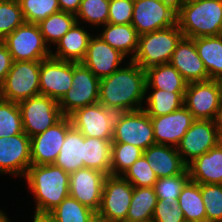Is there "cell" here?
<instances>
[{
	"label": "cell",
	"instance_id": "cell-9",
	"mask_svg": "<svg viewBox=\"0 0 222 222\" xmlns=\"http://www.w3.org/2000/svg\"><path fill=\"white\" fill-rule=\"evenodd\" d=\"M18 106L23 132L30 138L43 133L64 117L58 102L42 94L20 101Z\"/></svg>",
	"mask_w": 222,
	"mask_h": 222
},
{
	"label": "cell",
	"instance_id": "cell-10",
	"mask_svg": "<svg viewBox=\"0 0 222 222\" xmlns=\"http://www.w3.org/2000/svg\"><path fill=\"white\" fill-rule=\"evenodd\" d=\"M100 79L81 62H73L72 86L58 102L64 116L76 109L99 103Z\"/></svg>",
	"mask_w": 222,
	"mask_h": 222
},
{
	"label": "cell",
	"instance_id": "cell-26",
	"mask_svg": "<svg viewBox=\"0 0 222 222\" xmlns=\"http://www.w3.org/2000/svg\"><path fill=\"white\" fill-rule=\"evenodd\" d=\"M82 159H84V135L72 126L66 132L65 141L53 164L71 174L84 168Z\"/></svg>",
	"mask_w": 222,
	"mask_h": 222
},
{
	"label": "cell",
	"instance_id": "cell-25",
	"mask_svg": "<svg viewBox=\"0 0 222 222\" xmlns=\"http://www.w3.org/2000/svg\"><path fill=\"white\" fill-rule=\"evenodd\" d=\"M99 32L98 35L112 48L128 57V60L133 59L138 49L139 34L131 24L107 23Z\"/></svg>",
	"mask_w": 222,
	"mask_h": 222
},
{
	"label": "cell",
	"instance_id": "cell-17",
	"mask_svg": "<svg viewBox=\"0 0 222 222\" xmlns=\"http://www.w3.org/2000/svg\"><path fill=\"white\" fill-rule=\"evenodd\" d=\"M72 127L69 116L30 138L31 165L53 164L65 141L66 132Z\"/></svg>",
	"mask_w": 222,
	"mask_h": 222
},
{
	"label": "cell",
	"instance_id": "cell-45",
	"mask_svg": "<svg viewBox=\"0 0 222 222\" xmlns=\"http://www.w3.org/2000/svg\"><path fill=\"white\" fill-rule=\"evenodd\" d=\"M13 60L6 45L0 41V87L11 69Z\"/></svg>",
	"mask_w": 222,
	"mask_h": 222
},
{
	"label": "cell",
	"instance_id": "cell-7",
	"mask_svg": "<svg viewBox=\"0 0 222 222\" xmlns=\"http://www.w3.org/2000/svg\"><path fill=\"white\" fill-rule=\"evenodd\" d=\"M2 42L8 48L13 61H41L51 57L53 51L45 43L38 24L24 22Z\"/></svg>",
	"mask_w": 222,
	"mask_h": 222
},
{
	"label": "cell",
	"instance_id": "cell-3",
	"mask_svg": "<svg viewBox=\"0 0 222 222\" xmlns=\"http://www.w3.org/2000/svg\"><path fill=\"white\" fill-rule=\"evenodd\" d=\"M177 24L186 38L222 35V0H202L183 5Z\"/></svg>",
	"mask_w": 222,
	"mask_h": 222
},
{
	"label": "cell",
	"instance_id": "cell-11",
	"mask_svg": "<svg viewBox=\"0 0 222 222\" xmlns=\"http://www.w3.org/2000/svg\"><path fill=\"white\" fill-rule=\"evenodd\" d=\"M219 121L195 119L178 144L177 151L188 165L220 143Z\"/></svg>",
	"mask_w": 222,
	"mask_h": 222
},
{
	"label": "cell",
	"instance_id": "cell-23",
	"mask_svg": "<svg viewBox=\"0 0 222 222\" xmlns=\"http://www.w3.org/2000/svg\"><path fill=\"white\" fill-rule=\"evenodd\" d=\"M187 169L190 180L198 184H222V144L195 158Z\"/></svg>",
	"mask_w": 222,
	"mask_h": 222
},
{
	"label": "cell",
	"instance_id": "cell-44",
	"mask_svg": "<svg viewBox=\"0 0 222 222\" xmlns=\"http://www.w3.org/2000/svg\"><path fill=\"white\" fill-rule=\"evenodd\" d=\"M152 222H186L184 213L178 206V201L172 204L162 203L157 199Z\"/></svg>",
	"mask_w": 222,
	"mask_h": 222
},
{
	"label": "cell",
	"instance_id": "cell-35",
	"mask_svg": "<svg viewBox=\"0 0 222 222\" xmlns=\"http://www.w3.org/2000/svg\"><path fill=\"white\" fill-rule=\"evenodd\" d=\"M110 0H82L75 17L78 23L104 26L108 23Z\"/></svg>",
	"mask_w": 222,
	"mask_h": 222
},
{
	"label": "cell",
	"instance_id": "cell-16",
	"mask_svg": "<svg viewBox=\"0 0 222 222\" xmlns=\"http://www.w3.org/2000/svg\"><path fill=\"white\" fill-rule=\"evenodd\" d=\"M72 80L73 62L53 57L40 61V94L59 102L71 88Z\"/></svg>",
	"mask_w": 222,
	"mask_h": 222
},
{
	"label": "cell",
	"instance_id": "cell-29",
	"mask_svg": "<svg viewBox=\"0 0 222 222\" xmlns=\"http://www.w3.org/2000/svg\"><path fill=\"white\" fill-rule=\"evenodd\" d=\"M112 140L84 136V167L111 175Z\"/></svg>",
	"mask_w": 222,
	"mask_h": 222
},
{
	"label": "cell",
	"instance_id": "cell-4",
	"mask_svg": "<svg viewBox=\"0 0 222 222\" xmlns=\"http://www.w3.org/2000/svg\"><path fill=\"white\" fill-rule=\"evenodd\" d=\"M183 37L178 24L139 35L138 49L132 61L145 70L151 66L169 63Z\"/></svg>",
	"mask_w": 222,
	"mask_h": 222
},
{
	"label": "cell",
	"instance_id": "cell-49",
	"mask_svg": "<svg viewBox=\"0 0 222 222\" xmlns=\"http://www.w3.org/2000/svg\"><path fill=\"white\" fill-rule=\"evenodd\" d=\"M87 222H110L108 220H106L102 215H100L99 213L95 212L89 219Z\"/></svg>",
	"mask_w": 222,
	"mask_h": 222
},
{
	"label": "cell",
	"instance_id": "cell-21",
	"mask_svg": "<svg viewBox=\"0 0 222 222\" xmlns=\"http://www.w3.org/2000/svg\"><path fill=\"white\" fill-rule=\"evenodd\" d=\"M188 82L209 80V74L198 55L194 39L183 37L169 62Z\"/></svg>",
	"mask_w": 222,
	"mask_h": 222
},
{
	"label": "cell",
	"instance_id": "cell-38",
	"mask_svg": "<svg viewBox=\"0 0 222 222\" xmlns=\"http://www.w3.org/2000/svg\"><path fill=\"white\" fill-rule=\"evenodd\" d=\"M25 22L38 24L60 11L58 0H20Z\"/></svg>",
	"mask_w": 222,
	"mask_h": 222
},
{
	"label": "cell",
	"instance_id": "cell-30",
	"mask_svg": "<svg viewBox=\"0 0 222 222\" xmlns=\"http://www.w3.org/2000/svg\"><path fill=\"white\" fill-rule=\"evenodd\" d=\"M150 91V92H149ZM143 110L150 117H157L174 112L184 105L185 92H169L160 89H146Z\"/></svg>",
	"mask_w": 222,
	"mask_h": 222
},
{
	"label": "cell",
	"instance_id": "cell-6",
	"mask_svg": "<svg viewBox=\"0 0 222 222\" xmlns=\"http://www.w3.org/2000/svg\"><path fill=\"white\" fill-rule=\"evenodd\" d=\"M184 106L194 119L219 121L222 90L219 80L190 82L184 94Z\"/></svg>",
	"mask_w": 222,
	"mask_h": 222
},
{
	"label": "cell",
	"instance_id": "cell-13",
	"mask_svg": "<svg viewBox=\"0 0 222 222\" xmlns=\"http://www.w3.org/2000/svg\"><path fill=\"white\" fill-rule=\"evenodd\" d=\"M116 114L96 103L76 109L69 117L72 126L85 137L112 140Z\"/></svg>",
	"mask_w": 222,
	"mask_h": 222
},
{
	"label": "cell",
	"instance_id": "cell-8",
	"mask_svg": "<svg viewBox=\"0 0 222 222\" xmlns=\"http://www.w3.org/2000/svg\"><path fill=\"white\" fill-rule=\"evenodd\" d=\"M112 143L132 144L143 151L156 144L151 117L143 109L117 113Z\"/></svg>",
	"mask_w": 222,
	"mask_h": 222
},
{
	"label": "cell",
	"instance_id": "cell-19",
	"mask_svg": "<svg viewBox=\"0 0 222 222\" xmlns=\"http://www.w3.org/2000/svg\"><path fill=\"white\" fill-rule=\"evenodd\" d=\"M125 59L127 58L122 53L112 48L96 33L91 37L81 63L101 79L121 68Z\"/></svg>",
	"mask_w": 222,
	"mask_h": 222
},
{
	"label": "cell",
	"instance_id": "cell-40",
	"mask_svg": "<svg viewBox=\"0 0 222 222\" xmlns=\"http://www.w3.org/2000/svg\"><path fill=\"white\" fill-rule=\"evenodd\" d=\"M24 22L19 2L0 0V41Z\"/></svg>",
	"mask_w": 222,
	"mask_h": 222
},
{
	"label": "cell",
	"instance_id": "cell-28",
	"mask_svg": "<svg viewBox=\"0 0 222 222\" xmlns=\"http://www.w3.org/2000/svg\"><path fill=\"white\" fill-rule=\"evenodd\" d=\"M195 46L209 74V79H222V35L194 38Z\"/></svg>",
	"mask_w": 222,
	"mask_h": 222
},
{
	"label": "cell",
	"instance_id": "cell-51",
	"mask_svg": "<svg viewBox=\"0 0 222 222\" xmlns=\"http://www.w3.org/2000/svg\"><path fill=\"white\" fill-rule=\"evenodd\" d=\"M197 1H202V0H183V4L188 5V4H191V3H195Z\"/></svg>",
	"mask_w": 222,
	"mask_h": 222
},
{
	"label": "cell",
	"instance_id": "cell-48",
	"mask_svg": "<svg viewBox=\"0 0 222 222\" xmlns=\"http://www.w3.org/2000/svg\"><path fill=\"white\" fill-rule=\"evenodd\" d=\"M31 222H54L47 214H35L33 215Z\"/></svg>",
	"mask_w": 222,
	"mask_h": 222
},
{
	"label": "cell",
	"instance_id": "cell-27",
	"mask_svg": "<svg viewBox=\"0 0 222 222\" xmlns=\"http://www.w3.org/2000/svg\"><path fill=\"white\" fill-rule=\"evenodd\" d=\"M146 89H160L169 92H185L188 82L170 63L147 68Z\"/></svg>",
	"mask_w": 222,
	"mask_h": 222
},
{
	"label": "cell",
	"instance_id": "cell-22",
	"mask_svg": "<svg viewBox=\"0 0 222 222\" xmlns=\"http://www.w3.org/2000/svg\"><path fill=\"white\" fill-rule=\"evenodd\" d=\"M143 155L158 178L180 175L187 169L176 147L154 144Z\"/></svg>",
	"mask_w": 222,
	"mask_h": 222
},
{
	"label": "cell",
	"instance_id": "cell-41",
	"mask_svg": "<svg viewBox=\"0 0 222 222\" xmlns=\"http://www.w3.org/2000/svg\"><path fill=\"white\" fill-rule=\"evenodd\" d=\"M121 176L134 187H154L158 180L144 155L138 158Z\"/></svg>",
	"mask_w": 222,
	"mask_h": 222
},
{
	"label": "cell",
	"instance_id": "cell-54",
	"mask_svg": "<svg viewBox=\"0 0 222 222\" xmlns=\"http://www.w3.org/2000/svg\"><path fill=\"white\" fill-rule=\"evenodd\" d=\"M220 143L222 144V132H221V137H220Z\"/></svg>",
	"mask_w": 222,
	"mask_h": 222
},
{
	"label": "cell",
	"instance_id": "cell-37",
	"mask_svg": "<svg viewBox=\"0 0 222 222\" xmlns=\"http://www.w3.org/2000/svg\"><path fill=\"white\" fill-rule=\"evenodd\" d=\"M23 133L18 103L0 98V137Z\"/></svg>",
	"mask_w": 222,
	"mask_h": 222
},
{
	"label": "cell",
	"instance_id": "cell-5",
	"mask_svg": "<svg viewBox=\"0 0 222 222\" xmlns=\"http://www.w3.org/2000/svg\"><path fill=\"white\" fill-rule=\"evenodd\" d=\"M40 61H13L0 87V98L19 103L40 94Z\"/></svg>",
	"mask_w": 222,
	"mask_h": 222
},
{
	"label": "cell",
	"instance_id": "cell-2",
	"mask_svg": "<svg viewBox=\"0 0 222 222\" xmlns=\"http://www.w3.org/2000/svg\"><path fill=\"white\" fill-rule=\"evenodd\" d=\"M23 179L35 198V214H48L69 196L70 174L54 164L31 165Z\"/></svg>",
	"mask_w": 222,
	"mask_h": 222
},
{
	"label": "cell",
	"instance_id": "cell-1",
	"mask_svg": "<svg viewBox=\"0 0 222 222\" xmlns=\"http://www.w3.org/2000/svg\"><path fill=\"white\" fill-rule=\"evenodd\" d=\"M124 64L100 79L99 103L116 113L141 110L145 105V69L132 60Z\"/></svg>",
	"mask_w": 222,
	"mask_h": 222
},
{
	"label": "cell",
	"instance_id": "cell-20",
	"mask_svg": "<svg viewBox=\"0 0 222 222\" xmlns=\"http://www.w3.org/2000/svg\"><path fill=\"white\" fill-rule=\"evenodd\" d=\"M194 120L184 105L172 113L151 117L155 143L177 147Z\"/></svg>",
	"mask_w": 222,
	"mask_h": 222
},
{
	"label": "cell",
	"instance_id": "cell-12",
	"mask_svg": "<svg viewBox=\"0 0 222 222\" xmlns=\"http://www.w3.org/2000/svg\"><path fill=\"white\" fill-rule=\"evenodd\" d=\"M134 186L122 176L107 175L97 211L110 222H125Z\"/></svg>",
	"mask_w": 222,
	"mask_h": 222
},
{
	"label": "cell",
	"instance_id": "cell-52",
	"mask_svg": "<svg viewBox=\"0 0 222 222\" xmlns=\"http://www.w3.org/2000/svg\"><path fill=\"white\" fill-rule=\"evenodd\" d=\"M219 127H220V130L222 132V110H221V115H220V118H219Z\"/></svg>",
	"mask_w": 222,
	"mask_h": 222
},
{
	"label": "cell",
	"instance_id": "cell-43",
	"mask_svg": "<svg viewBox=\"0 0 222 222\" xmlns=\"http://www.w3.org/2000/svg\"><path fill=\"white\" fill-rule=\"evenodd\" d=\"M133 7V0H110L108 23L131 24Z\"/></svg>",
	"mask_w": 222,
	"mask_h": 222
},
{
	"label": "cell",
	"instance_id": "cell-15",
	"mask_svg": "<svg viewBox=\"0 0 222 222\" xmlns=\"http://www.w3.org/2000/svg\"><path fill=\"white\" fill-rule=\"evenodd\" d=\"M177 24V13L160 0L134 1L131 25L139 35Z\"/></svg>",
	"mask_w": 222,
	"mask_h": 222
},
{
	"label": "cell",
	"instance_id": "cell-46",
	"mask_svg": "<svg viewBox=\"0 0 222 222\" xmlns=\"http://www.w3.org/2000/svg\"><path fill=\"white\" fill-rule=\"evenodd\" d=\"M82 0H58L60 11L76 15Z\"/></svg>",
	"mask_w": 222,
	"mask_h": 222
},
{
	"label": "cell",
	"instance_id": "cell-39",
	"mask_svg": "<svg viewBox=\"0 0 222 222\" xmlns=\"http://www.w3.org/2000/svg\"><path fill=\"white\" fill-rule=\"evenodd\" d=\"M189 179L188 169L180 175L158 178L154 184L157 199H160L162 203L177 202L183 186Z\"/></svg>",
	"mask_w": 222,
	"mask_h": 222
},
{
	"label": "cell",
	"instance_id": "cell-50",
	"mask_svg": "<svg viewBox=\"0 0 222 222\" xmlns=\"http://www.w3.org/2000/svg\"><path fill=\"white\" fill-rule=\"evenodd\" d=\"M10 218H8V215L4 212L3 209H0V222H11Z\"/></svg>",
	"mask_w": 222,
	"mask_h": 222
},
{
	"label": "cell",
	"instance_id": "cell-34",
	"mask_svg": "<svg viewBox=\"0 0 222 222\" xmlns=\"http://www.w3.org/2000/svg\"><path fill=\"white\" fill-rule=\"evenodd\" d=\"M94 213L69 195L47 215L54 222H87Z\"/></svg>",
	"mask_w": 222,
	"mask_h": 222
},
{
	"label": "cell",
	"instance_id": "cell-53",
	"mask_svg": "<svg viewBox=\"0 0 222 222\" xmlns=\"http://www.w3.org/2000/svg\"><path fill=\"white\" fill-rule=\"evenodd\" d=\"M219 82H220V85H221V90H222V79H221V80H219Z\"/></svg>",
	"mask_w": 222,
	"mask_h": 222
},
{
	"label": "cell",
	"instance_id": "cell-32",
	"mask_svg": "<svg viewBox=\"0 0 222 222\" xmlns=\"http://www.w3.org/2000/svg\"><path fill=\"white\" fill-rule=\"evenodd\" d=\"M156 203L154 187H134L125 222H152Z\"/></svg>",
	"mask_w": 222,
	"mask_h": 222
},
{
	"label": "cell",
	"instance_id": "cell-18",
	"mask_svg": "<svg viewBox=\"0 0 222 222\" xmlns=\"http://www.w3.org/2000/svg\"><path fill=\"white\" fill-rule=\"evenodd\" d=\"M106 174L87 167L70 174L69 195L82 205L97 212L103 192Z\"/></svg>",
	"mask_w": 222,
	"mask_h": 222
},
{
	"label": "cell",
	"instance_id": "cell-31",
	"mask_svg": "<svg viewBox=\"0 0 222 222\" xmlns=\"http://www.w3.org/2000/svg\"><path fill=\"white\" fill-rule=\"evenodd\" d=\"M178 206L186 222H206L205 203L201 196V184L188 180L178 197Z\"/></svg>",
	"mask_w": 222,
	"mask_h": 222
},
{
	"label": "cell",
	"instance_id": "cell-42",
	"mask_svg": "<svg viewBox=\"0 0 222 222\" xmlns=\"http://www.w3.org/2000/svg\"><path fill=\"white\" fill-rule=\"evenodd\" d=\"M206 222H222V184H201Z\"/></svg>",
	"mask_w": 222,
	"mask_h": 222
},
{
	"label": "cell",
	"instance_id": "cell-14",
	"mask_svg": "<svg viewBox=\"0 0 222 222\" xmlns=\"http://www.w3.org/2000/svg\"><path fill=\"white\" fill-rule=\"evenodd\" d=\"M30 166V137L25 132L0 137V175L24 178Z\"/></svg>",
	"mask_w": 222,
	"mask_h": 222
},
{
	"label": "cell",
	"instance_id": "cell-36",
	"mask_svg": "<svg viewBox=\"0 0 222 222\" xmlns=\"http://www.w3.org/2000/svg\"><path fill=\"white\" fill-rule=\"evenodd\" d=\"M143 155V150L132 144L112 143L111 175L121 176Z\"/></svg>",
	"mask_w": 222,
	"mask_h": 222
},
{
	"label": "cell",
	"instance_id": "cell-33",
	"mask_svg": "<svg viewBox=\"0 0 222 222\" xmlns=\"http://www.w3.org/2000/svg\"><path fill=\"white\" fill-rule=\"evenodd\" d=\"M77 22L74 14L58 11L38 23L41 34L49 48L56 43L72 28Z\"/></svg>",
	"mask_w": 222,
	"mask_h": 222
},
{
	"label": "cell",
	"instance_id": "cell-47",
	"mask_svg": "<svg viewBox=\"0 0 222 222\" xmlns=\"http://www.w3.org/2000/svg\"><path fill=\"white\" fill-rule=\"evenodd\" d=\"M164 5L170 7L173 11L178 13L183 7V0H160Z\"/></svg>",
	"mask_w": 222,
	"mask_h": 222
},
{
	"label": "cell",
	"instance_id": "cell-24",
	"mask_svg": "<svg viewBox=\"0 0 222 222\" xmlns=\"http://www.w3.org/2000/svg\"><path fill=\"white\" fill-rule=\"evenodd\" d=\"M81 25L76 22L56 43L55 50L51 52V57L77 63L84 59L89 41L93 35L87 31V28Z\"/></svg>",
	"mask_w": 222,
	"mask_h": 222
}]
</instances>
